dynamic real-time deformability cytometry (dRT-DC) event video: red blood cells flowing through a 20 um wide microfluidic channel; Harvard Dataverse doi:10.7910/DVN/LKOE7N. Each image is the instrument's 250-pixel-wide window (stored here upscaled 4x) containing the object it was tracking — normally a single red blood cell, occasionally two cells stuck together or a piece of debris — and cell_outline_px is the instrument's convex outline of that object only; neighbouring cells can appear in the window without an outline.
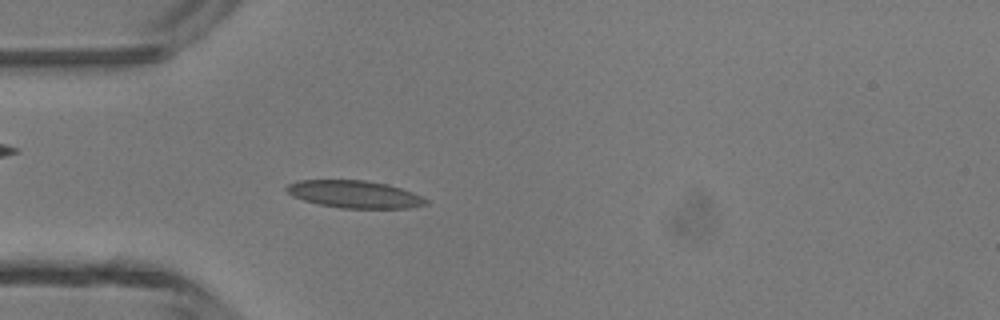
{"species": "common noctule bat (a hibernating species)", "species_latin": "Nyctalus noctula", "temperature_condition": "room temperature", "stored_images_in_passage": 46, "camera_frame_rate_fps": 3000, "um_per_image_px": 0.085, "animal": {"sex": "male", "body_mass_g": 13.3}, "frame": {"image": 1, "passage_image": 13, "time_ms": 4.0, "image_size_px": [1000, 320], "cell_outline_px": [[428, 204], [408, 208], [340, 208], [316, 204], [292, 196], [284, 188], [288, 184], [300, 180], [364, 180], [388, 184], [412, 192], [428, 200]], "centroid_in_image_um": [30.11, 16.51], "position_along_channel_um": 54.9, "area_um2": 22.25}}
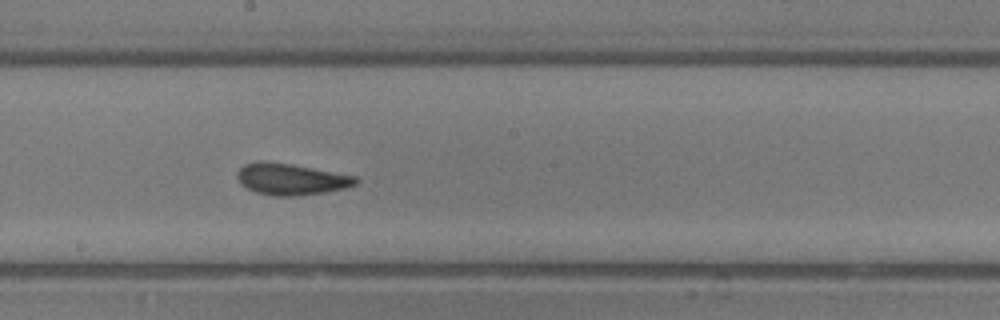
{"frame": {"image": 2, "passage_image": 25, "time_ms": 8.0, "image_size_px": [1000, 320], "cell_outline_px": [[360, 180], [356, 184], [344, 188], [324, 192], [296, 196], [272, 196], [256, 192], [244, 188], [240, 184], [236, 176], [236, 172], [244, 164], [256, 160], [260, 160], [292, 164], [356, 176]], "centroid_in_image_um": [24.68, 15.22], "position_along_channel_um": 223.5, "area_um2": 21.96}}
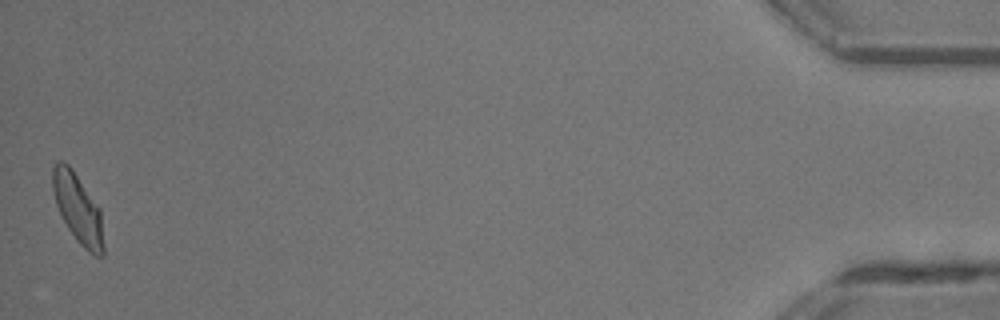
{"frame": {"image": 3, "passage_image": 46, "time_ms": 15.0, "image_size_px": [1000, 320], "cell_outline_px": [[104, 256], [96, 256], [88, 252], [76, 240], [68, 228], [56, 204], [52, 188], [52, 168], [60, 160], [64, 160], [72, 168], [100, 208], [104, 248]], "centroid_in_image_um": [6.63, 17.73], "position_along_channel_um": 428.6, "area_um2": 20.52}, "authors_computed_cell_mechanics": {"area_um2": 20.9525, "velocity_mm_per_s": 4.3543, "shape_relaxation_time_tau1_ms": 7.3306, "shape_relaxation_time_tau2_ms": 0.7191, "deformation_change_tau1": 0.2052, "deformation_change_tau2": 0.0703}}